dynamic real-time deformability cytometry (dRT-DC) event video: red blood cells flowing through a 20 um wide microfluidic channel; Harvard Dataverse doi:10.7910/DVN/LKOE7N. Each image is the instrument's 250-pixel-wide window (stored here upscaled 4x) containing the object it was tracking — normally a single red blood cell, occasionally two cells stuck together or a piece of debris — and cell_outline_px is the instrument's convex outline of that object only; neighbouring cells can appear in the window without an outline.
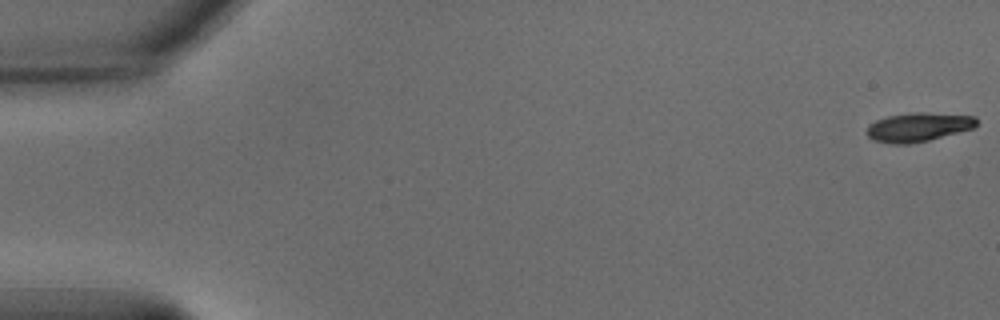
{"species": "common noctule bat (a hibernating species)", "species_latin": "Nyctalus noctula", "temperature_condition": "warm", "stored_images_in_passage": 56, "camera_frame_rate_fps": 3000, "um_per_image_px": 0.085, "animal": {"sex": "male", "body_mass_g": 15.6}, "frame": {"image": 1, "passage_image": 1, "time_ms": 0.0, "image_size_px": [1000, 320], "cell_outline_px": [[976, 124], [972, 128], [928, 140], [908, 144], [892, 144], [872, 140], [868, 136], [868, 124], [876, 120], [888, 116], [912, 112], [924, 112], [976, 116]], "centroid_in_image_um": [78.01, 10.8], "position_along_channel_um": 7.0, "area_um2": 18.32}}
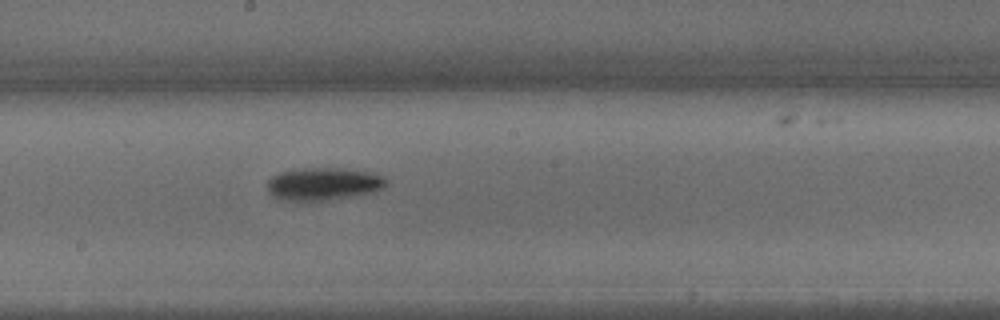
{"frame": {"image": 2, "passage_image": 31, "time_ms": 10.0, "image_size_px": [1000, 320], "cell_outline_px": [[388, 184], [384, 188], [372, 192], [352, 196], [328, 200], [280, 200], [272, 196], [268, 192], [264, 184], [272, 176], [280, 172], [304, 168], [344, 168], [372, 172], [384, 176], [388, 180]], "centroid_in_image_um": [27.49, 15.62], "position_along_channel_um": 220.7, "area_um2": 22.95}}
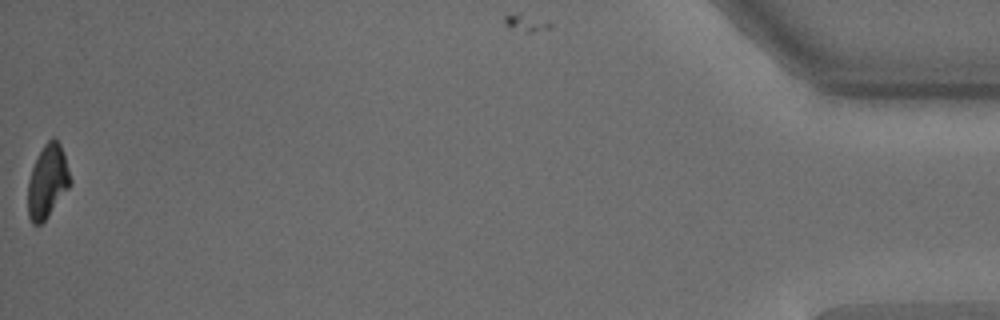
{"frame": {"image": 3, "passage_image": 56, "time_ms": 18.333, "image_size_px": [1000, 320], "cell_outline_px": [[72, 184], [48, 216], [40, 224], [32, 224], [28, 216], [28, 180], [32, 168], [44, 144], [52, 136], [60, 144], [72, 180]], "centroid_in_image_um": [4.04, 15.43], "position_along_channel_um": 431.2, "area_um2": 17.92}, "authors_computed_cell_mechanics": {"area_um2": 19.8254, "velocity_mm_per_s": 3.668, "shape_relaxation_time_tau1_ms": 2.5253, "shape_relaxation_time_tau2_ms": null, "deformation_change_tau1": 0.1467, "deformation_change_tau2": null}}